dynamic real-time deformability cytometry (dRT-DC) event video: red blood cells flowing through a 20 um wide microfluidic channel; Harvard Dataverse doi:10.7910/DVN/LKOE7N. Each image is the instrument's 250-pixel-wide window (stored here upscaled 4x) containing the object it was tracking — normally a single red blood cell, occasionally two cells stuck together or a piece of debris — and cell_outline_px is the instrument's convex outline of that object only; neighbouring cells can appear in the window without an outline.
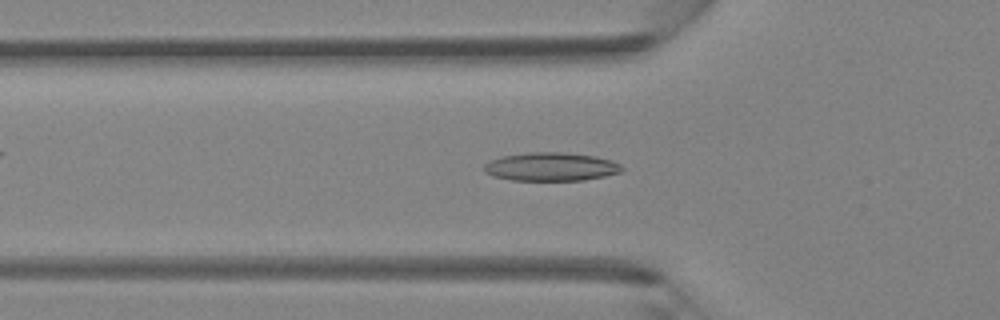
{"species": "Egyptian fruit bat (a non-hibernating species)", "species_latin": "Rousettus aegyptiacus", "temperature_condition": "room temperature", "stored_images_in_passage": 44, "camera_frame_rate_fps": 3000, "um_per_image_px": 0.085, "animal": {"sex": "female"}, "frame": {"image": 1, "passage_image": 14, "time_ms": 4.333, "image_size_px": [1000, 320], "cell_outline_px": [[624, 168], [620, 172], [604, 176], [584, 180], [512, 180], [492, 176], [484, 172], [484, 164], [488, 160], [504, 156], [528, 152], [564, 152], [592, 156], [612, 160], [620, 164]], "centroid_in_image_um": [46.8, 14.17], "position_along_channel_um": 79.0, "area_um2": 22.83}}
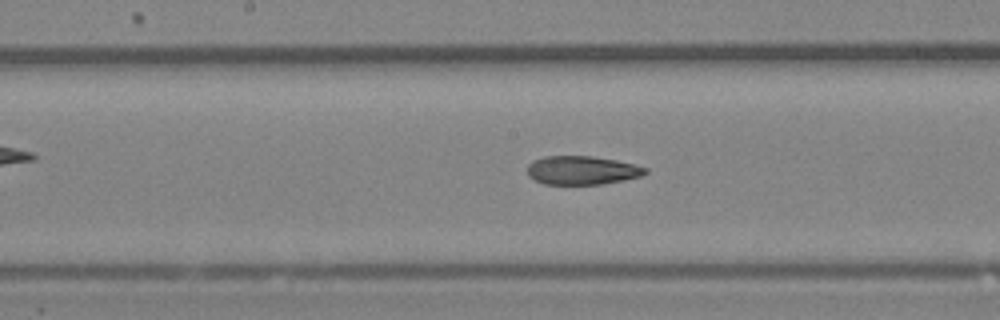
{"frame": {"image": 2, "passage_image": 22, "time_ms": 7.0, "image_size_px": [1000, 320], "cell_outline_px": [[648, 172], [640, 176], [624, 180], [600, 184], [544, 184], [528, 176], [528, 164], [532, 160], [544, 156], [592, 156], [616, 160], [648, 168]], "centroid_in_image_um": [49.45, 14.47], "position_along_channel_um": 198.7, "area_um2": 19.65}}
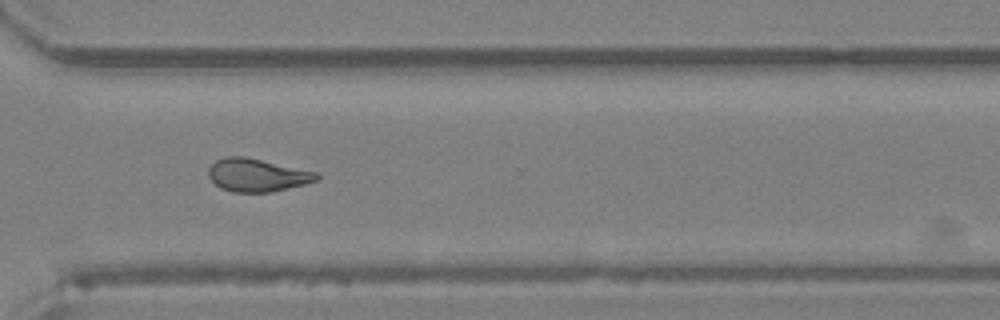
{"frame": {"image": 3, "passage_image": 32, "time_ms": 10.333, "image_size_px": [1000, 320], "cell_outline_px": [[320, 176], [316, 180], [304, 184], [272, 192], [232, 192], [220, 188], [208, 176], [208, 168], [216, 160], [224, 156], [244, 156], [320, 172]], "centroid_in_image_um": [21.86, 14.87], "position_along_channel_um": 348.7, "area_um2": 20.92}}